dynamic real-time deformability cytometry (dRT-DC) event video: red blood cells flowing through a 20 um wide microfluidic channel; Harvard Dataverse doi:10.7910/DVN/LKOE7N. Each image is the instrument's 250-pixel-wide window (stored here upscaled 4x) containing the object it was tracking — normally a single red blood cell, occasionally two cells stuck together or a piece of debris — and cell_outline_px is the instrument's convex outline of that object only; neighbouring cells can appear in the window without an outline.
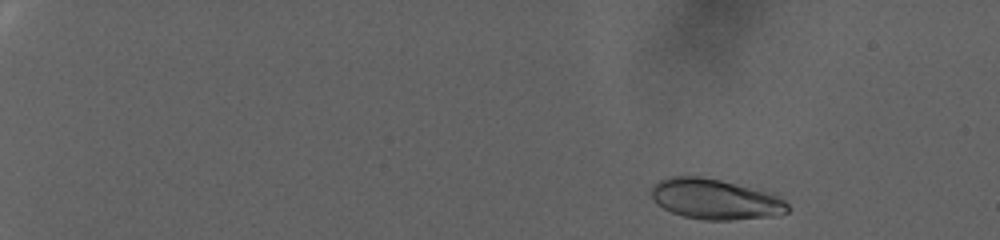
{"species": "human", "species_latin": "Homo sapiens", "temperature_condition": "warm", "stored_images_in_passage": 85, "camera_frame_rate_fps": 3000, "um_per_image_px": 0.085, "donor": {"sex": "female"}, "frame": {"image": 1, "passage_image": 6, "time_ms": 1.667, "image_size_px": [1000, 240], "cell_outline_px": [[788, 212], [780, 216], [732, 220], [704, 220], [684, 216], [672, 212], [656, 204], [652, 196], [652, 188], [660, 180], [668, 176], [700, 176], [720, 180], [776, 192], [788, 204]], "centroid_in_image_um": [60.88, 16.93], "position_along_channel_um": 24.1, "area_um2": 32.6}}
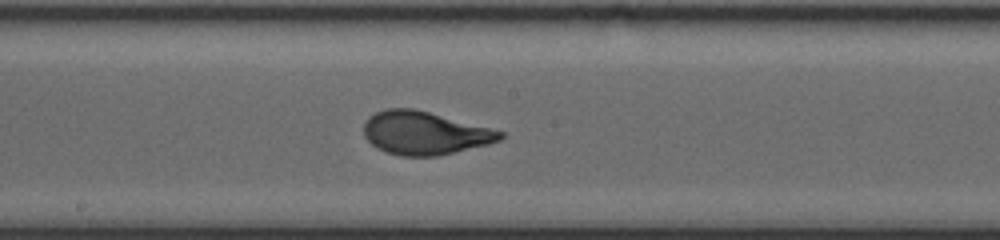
{"frame": {"image": 2, "passage_image": 50, "time_ms": 16.333, "image_size_px": [1000, 240], "cell_outline_px": [[504, 136], [500, 140], [488, 144], [436, 156], [400, 156], [376, 148], [364, 136], [364, 120], [368, 116], [384, 108], [412, 108], [428, 112], [504, 132]], "centroid_in_image_um": [36.03, 11.3], "position_along_channel_um": 212.2, "area_um2": 33.99}}
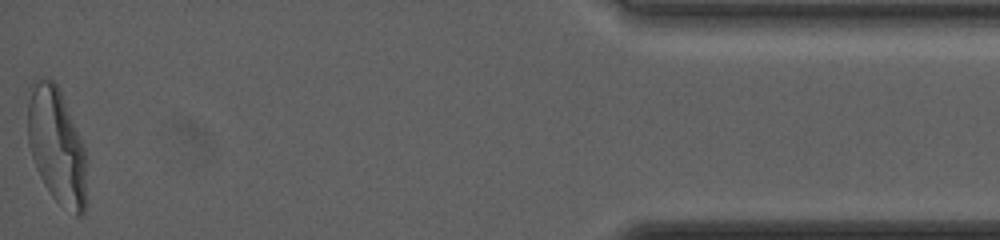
{"frame": {"image": 3, "passage_image": 85, "time_ms": 28.0, "image_size_px": [1000, 240], "cell_outline_px": [[84, 212], [80, 216], [76, 216], [60, 204], [52, 196], [44, 184], [36, 168], [28, 144], [28, 100], [32, 80], [36, 76], [48, 76], [56, 84], [60, 92], [84, 148]], "centroid_in_image_um": [4.75, 12.34], "position_along_channel_um": 430.4, "area_um2": 39.02}, "authors_computed_cell_mechanics": {"area_um2": 33.6974, "velocity_mm_per_s": 2.4128, "shape_relaxation_time_tau1_ms": 6.8067, "shape_relaxation_time_tau2_ms": null, "deformation_change_tau1": 0.2298, "deformation_change_tau2": null}}